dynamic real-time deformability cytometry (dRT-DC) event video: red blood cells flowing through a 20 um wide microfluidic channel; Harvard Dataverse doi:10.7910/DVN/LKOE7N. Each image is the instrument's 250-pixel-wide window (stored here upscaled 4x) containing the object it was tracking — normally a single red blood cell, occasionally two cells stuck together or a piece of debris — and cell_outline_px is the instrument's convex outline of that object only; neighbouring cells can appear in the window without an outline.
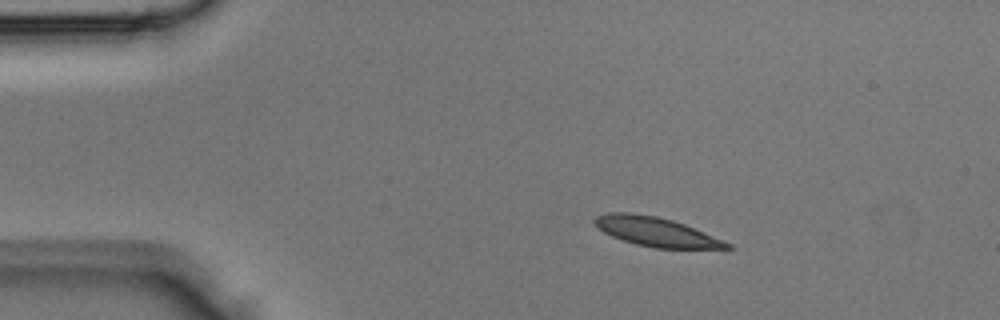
{"species": "Egyptian fruit bat (a non-hibernating species)", "species_latin": "Rousettus aegyptiacus", "temperature_condition": "room temperature", "stored_images_in_passage": 4, "camera_frame_rate_fps": 3000, "um_per_image_px": 0.085, "animal": {"sex": "male"}, "frame": {"image": 1, "passage_image": 2, "time_ms": 0.333, "image_size_px": [1000, 320], "cell_outline_px": [[736, 248], [656, 248], [636, 244], [612, 236], [604, 232], [592, 220], [596, 216], [608, 212], [628, 212], [656, 216], [672, 220], [684, 224], [724, 240], [732, 244]], "centroid_in_image_um": [55.78, 19.69], "position_along_channel_um": 29.2, "area_um2": 22.25}}